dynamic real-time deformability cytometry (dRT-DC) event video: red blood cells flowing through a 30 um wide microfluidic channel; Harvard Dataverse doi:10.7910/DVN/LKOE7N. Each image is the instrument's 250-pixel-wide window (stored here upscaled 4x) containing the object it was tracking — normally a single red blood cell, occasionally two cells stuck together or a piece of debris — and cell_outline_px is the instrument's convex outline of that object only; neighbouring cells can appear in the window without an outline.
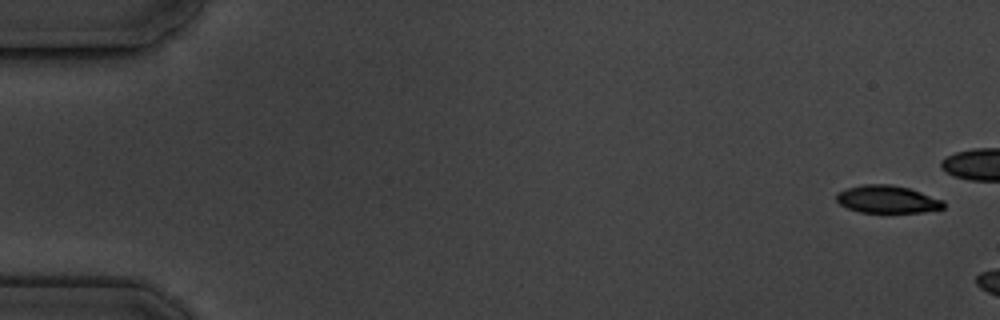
{"species": "common noctule bat (a hibernating species)", "species_latin": "Nyctalus noctula", "temperature_condition": "cold", "stored_images_in_passage": 3, "camera_frame_rate_fps": 3000, "um_per_image_px": 0.085, "animal": {"sex": "male", "body_mass_g": 19.5, "forearm_length_mm": 54.6}, "frame": {"image": 1, "passage_image": 1, "time_ms": 0.0, "image_size_px": [1000, 320], "cell_outline_px": [[944, 208], [924, 212], [860, 212], [848, 208], [840, 204], [836, 200], [836, 196], [840, 192], [848, 188], [864, 184], [892, 184], [908, 188], [944, 200]], "centroid_in_image_um": [75.44, 16.94], "position_along_channel_um": 9.6, "area_um2": 17.05}}